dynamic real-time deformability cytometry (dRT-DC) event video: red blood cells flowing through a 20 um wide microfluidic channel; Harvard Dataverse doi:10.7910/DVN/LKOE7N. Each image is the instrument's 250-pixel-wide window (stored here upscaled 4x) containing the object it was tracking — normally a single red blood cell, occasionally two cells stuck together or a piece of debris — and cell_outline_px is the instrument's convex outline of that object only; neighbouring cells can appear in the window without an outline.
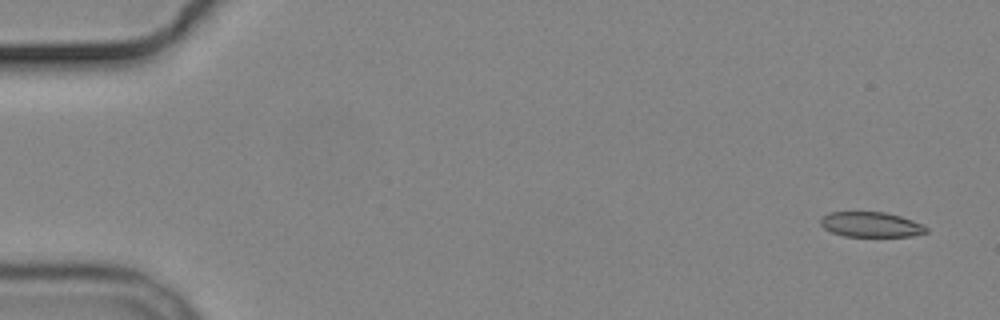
{"species": "common noctule bat (a hibernating species)", "species_latin": "Nyctalus noctula", "temperature_condition": "cold", "stored_images_in_passage": 5, "camera_frame_rate_fps": 3000, "um_per_image_px": 0.085, "animal": {"sex": "male", "body_mass_g": 19.2, "forearm_length_mm": 51.8}, "frame": {"image": 1, "passage_image": 1, "time_ms": 0.0, "image_size_px": [1000, 320], "cell_outline_px": [[928, 232], [912, 236], [844, 236], [832, 232], [824, 228], [820, 224], [820, 216], [828, 212], [884, 212], [900, 216], [912, 220], [928, 228]], "centroid_in_image_um": [73.99, 19.08], "position_along_channel_um": 11.0, "area_um2": 15.43}}
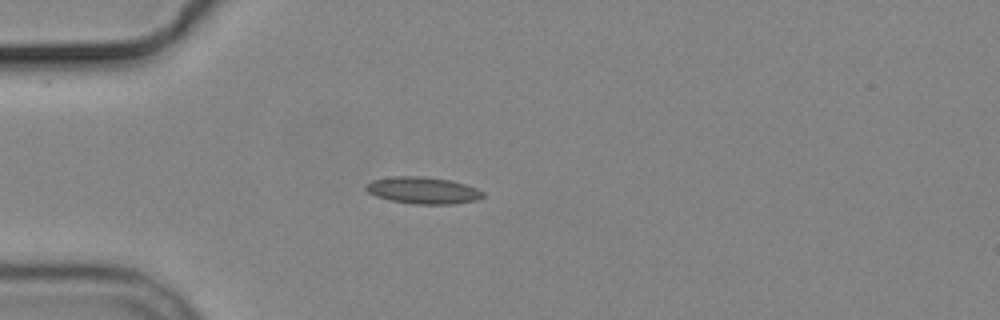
{"frame": {"image": 2, "passage_image": 5, "time_ms": 4.333, "image_size_px": [1000, 320], "cell_outline_px": [[484, 196], [476, 200], [452, 204], [416, 204], [388, 200], [376, 196], [368, 192], [364, 188], [372, 180], [392, 176], [424, 176], [452, 180], [476, 188], [484, 192]], "centroid_in_image_um": [35.95, 16.17], "position_along_channel_um": 49.1, "area_um2": 18.32}}